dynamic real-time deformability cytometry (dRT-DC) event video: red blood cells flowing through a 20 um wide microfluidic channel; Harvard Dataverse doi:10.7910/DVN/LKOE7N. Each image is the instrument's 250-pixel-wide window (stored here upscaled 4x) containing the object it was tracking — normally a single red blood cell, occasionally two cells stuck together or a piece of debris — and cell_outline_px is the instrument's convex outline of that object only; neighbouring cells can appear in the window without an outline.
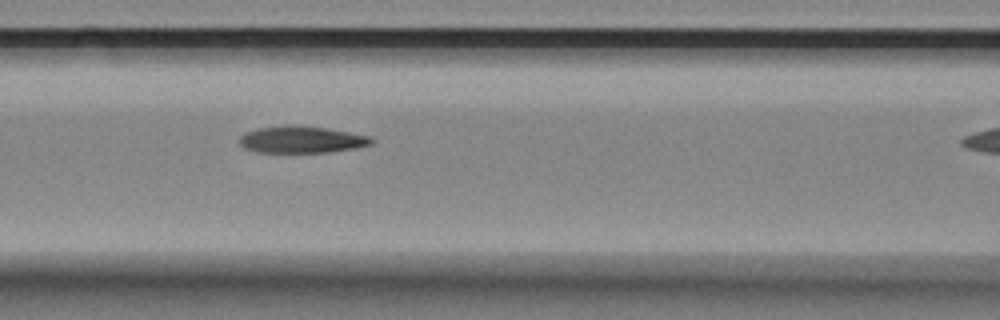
{"species": "Egyptian fruit bat (a non-hibernating species)", "species_latin": "Rousettus aegyptiacus", "temperature_condition": "room temperature", "stored_images_in_passage": 4, "segment_of_instrument_passage": [1, 2], "camera_frame_rate_fps": 3000, "um_per_image_px": 0.085, "animal": {"sex": "female"}, "frame": {"image": 1, "passage_image": 3, "time_ms": 2.333, "image_size_px": [1000, 320], "cell_outline_px": [[376, 140], [372, 144], [356, 148], [328, 152], [256, 152], [244, 148], [240, 144], [240, 136], [244, 132], [260, 128], [284, 124], [296, 124], [328, 128], [372, 136]], "centroid_in_image_um": [25.67, 11.84], "position_along_channel_um": 140.9, "area_um2": 21.04}}